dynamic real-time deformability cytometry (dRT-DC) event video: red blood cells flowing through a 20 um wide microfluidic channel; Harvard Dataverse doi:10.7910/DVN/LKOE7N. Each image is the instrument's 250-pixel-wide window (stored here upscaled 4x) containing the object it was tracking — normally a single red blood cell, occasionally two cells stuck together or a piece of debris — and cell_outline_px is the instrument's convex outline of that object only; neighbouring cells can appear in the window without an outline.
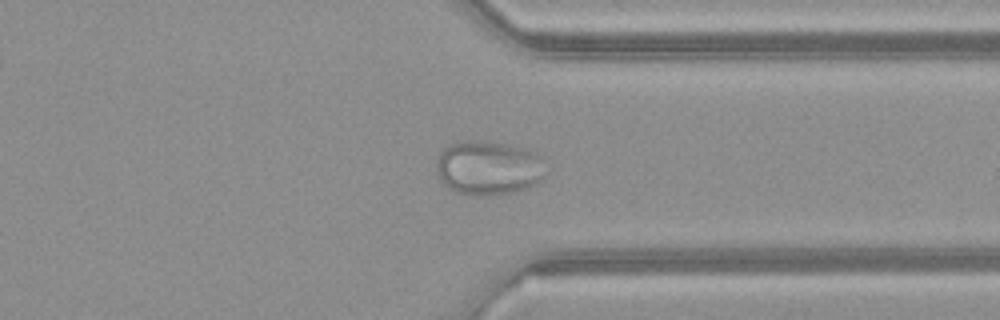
{"species": "common noctule bat (a hibernating species)", "species_latin": "Nyctalus noctula", "temperature_condition": "warm", "stored_images_in_passage": 50, "camera_frame_rate_fps": 3000, "um_per_image_px": 0.085, "animal": {"sex": "female", "body_mass_g": 21.9}, "frame": {"image": 1, "passage_image": 39, "time_ms": 12.667, "image_size_px": [1000, 320], "cell_outline_px": [[544, 180], [536, 184], [512, 192], [492, 196], [476, 196], [456, 192], [444, 184], [440, 180], [436, 168], [436, 160], [440, 152], [444, 148], [452, 144], [464, 140], [484, 140], [536, 148], [540, 156], [544, 176]], "centroid_in_image_um": [41.54, 14.24], "position_along_channel_um": 369.9, "area_um2": 35.32}}
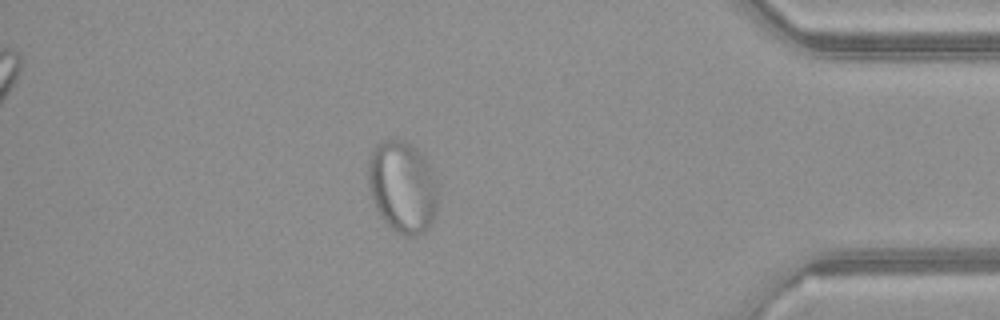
{"frame": {"image": 2, "passage_image": 44, "time_ms": 14.333, "image_size_px": [1000, 320], "cell_outline_px": [[440, 200], [436, 212], [428, 228], [424, 232], [416, 236], [404, 236], [396, 232], [380, 216], [372, 200], [368, 184], [368, 160], [372, 148], [376, 144], [384, 140], [404, 140], [416, 148], [424, 156], [440, 184]], "centroid_in_image_um": [34.25, 15.89], "position_along_channel_um": 401.0, "area_um2": 38.26}}